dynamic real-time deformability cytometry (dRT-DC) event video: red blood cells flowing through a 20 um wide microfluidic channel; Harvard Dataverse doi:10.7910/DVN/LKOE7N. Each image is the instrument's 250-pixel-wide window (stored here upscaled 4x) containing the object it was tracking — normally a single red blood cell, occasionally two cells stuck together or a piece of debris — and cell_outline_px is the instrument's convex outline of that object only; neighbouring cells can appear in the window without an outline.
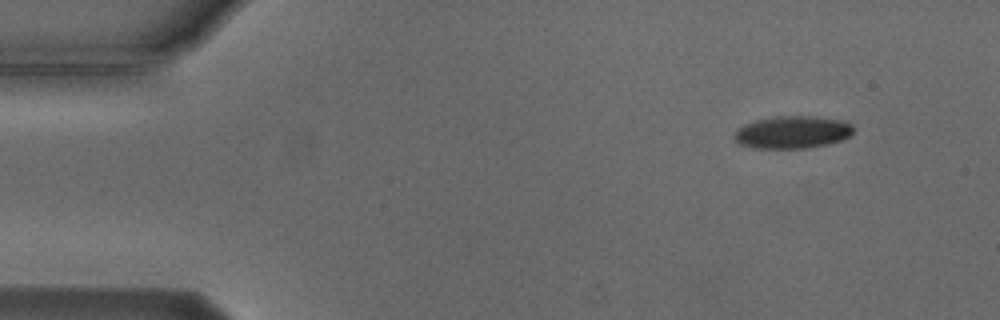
{"species": "Egyptian fruit bat (a non-hibernating species)", "species_latin": "Rousettus aegyptiacus", "temperature_condition": "cold", "stored_images_in_passage": 3, "camera_frame_rate_fps": 3000, "um_per_image_px": 0.085, "animal": {"sex": "male"}, "frame": {"image": 1, "passage_image": 1, "time_ms": 0.0, "image_size_px": [1000, 320], "cell_outline_px": [[852, 132], [848, 136], [840, 140], [828, 144], [808, 148], [752, 148], [740, 144], [732, 136], [740, 128], [756, 120], [776, 116], [816, 116], [844, 120], [852, 124]], "centroid_in_image_um": [67.38, 11.23], "position_along_channel_um": 17.6, "area_um2": 22.43}}